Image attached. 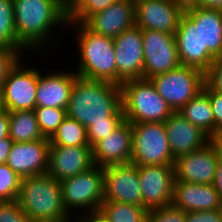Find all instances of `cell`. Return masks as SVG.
Returning <instances> with one entry per match:
<instances>
[{"label": "cell", "instance_id": "6da1fadb", "mask_svg": "<svg viewBox=\"0 0 222 222\" xmlns=\"http://www.w3.org/2000/svg\"><path fill=\"white\" fill-rule=\"evenodd\" d=\"M13 3L17 39L26 52L41 51L46 56L47 52L56 51L51 49L60 38L54 35L61 27L62 31L67 30L68 23V8L61 0H13Z\"/></svg>", "mask_w": 222, "mask_h": 222}, {"label": "cell", "instance_id": "7a4b0ae2", "mask_svg": "<svg viewBox=\"0 0 222 222\" xmlns=\"http://www.w3.org/2000/svg\"><path fill=\"white\" fill-rule=\"evenodd\" d=\"M66 112L86 128L100 122H124L121 86L77 76Z\"/></svg>", "mask_w": 222, "mask_h": 222}, {"label": "cell", "instance_id": "3957f363", "mask_svg": "<svg viewBox=\"0 0 222 222\" xmlns=\"http://www.w3.org/2000/svg\"><path fill=\"white\" fill-rule=\"evenodd\" d=\"M75 31L77 44V76L92 80H102L116 84V55L113 38L105 37L91 30L85 23H67V29ZM76 34V35H75Z\"/></svg>", "mask_w": 222, "mask_h": 222}, {"label": "cell", "instance_id": "277c9868", "mask_svg": "<svg viewBox=\"0 0 222 222\" xmlns=\"http://www.w3.org/2000/svg\"><path fill=\"white\" fill-rule=\"evenodd\" d=\"M16 201L31 221L71 216L63 204L61 182L48 173L21 179Z\"/></svg>", "mask_w": 222, "mask_h": 222}, {"label": "cell", "instance_id": "5b68a950", "mask_svg": "<svg viewBox=\"0 0 222 222\" xmlns=\"http://www.w3.org/2000/svg\"><path fill=\"white\" fill-rule=\"evenodd\" d=\"M121 90L124 118L130 123L165 122L174 112L150 79L125 81Z\"/></svg>", "mask_w": 222, "mask_h": 222}, {"label": "cell", "instance_id": "8992f818", "mask_svg": "<svg viewBox=\"0 0 222 222\" xmlns=\"http://www.w3.org/2000/svg\"><path fill=\"white\" fill-rule=\"evenodd\" d=\"M62 199L70 215L99 212L104 201V167L94 165L86 172L61 181Z\"/></svg>", "mask_w": 222, "mask_h": 222}, {"label": "cell", "instance_id": "52a82bcc", "mask_svg": "<svg viewBox=\"0 0 222 222\" xmlns=\"http://www.w3.org/2000/svg\"><path fill=\"white\" fill-rule=\"evenodd\" d=\"M131 164L174 165L164 122L131 123Z\"/></svg>", "mask_w": 222, "mask_h": 222}, {"label": "cell", "instance_id": "ba28073f", "mask_svg": "<svg viewBox=\"0 0 222 222\" xmlns=\"http://www.w3.org/2000/svg\"><path fill=\"white\" fill-rule=\"evenodd\" d=\"M149 79L170 108L178 112L203 90L205 73L198 68L181 65Z\"/></svg>", "mask_w": 222, "mask_h": 222}, {"label": "cell", "instance_id": "9c48e42d", "mask_svg": "<svg viewBox=\"0 0 222 222\" xmlns=\"http://www.w3.org/2000/svg\"><path fill=\"white\" fill-rule=\"evenodd\" d=\"M21 60L9 71L0 90L7 112L34 110L36 107L38 68L28 67L23 63L25 60Z\"/></svg>", "mask_w": 222, "mask_h": 222}, {"label": "cell", "instance_id": "30bf717a", "mask_svg": "<svg viewBox=\"0 0 222 222\" xmlns=\"http://www.w3.org/2000/svg\"><path fill=\"white\" fill-rule=\"evenodd\" d=\"M144 69L143 78L166 73L181 66L175 35L151 30H142Z\"/></svg>", "mask_w": 222, "mask_h": 222}, {"label": "cell", "instance_id": "8fae6325", "mask_svg": "<svg viewBox=\"0 0 222 222\" xmlns=\"http://www.w3.org/2000/svg\"><path fill=\"white\" fill-rule=\"evenodd\" d=\"M116 55V85L143 78L144 54L142 29L137 25L113 39Z\"/></svg>", "mask_w": 222, "mask_h": 222}, {"label": "cell", "instance_id": "7c38bea8", "mask_svg": "<svg viewBox=\"0 0 222 222\" xmlns=\"http://www.w3.org/2000/svg\"><path fill=\"white\" fill-rule=\"evenodd\" d=\"M143 207L147 210L172 204L174 165H144L138 167Z\"/></svg>", "mask_w": 222, "mask_h": 222}, {"label": "cell", "instance_id": "4fadbf2b", "mask_svg": "<svg viewBox=\"0 0 222 222\" xmlns=\"http://www.w3.org/2000/svg\"><path fill=\"white\" fill-rule=\"evenodd\" d=\"M104 200L143 207L138 166L129 163L104 167Z\"/></svg>", "mask_w": 222, "mask_h": 222}, {"label": "cell", "instance_id": "5bb4252c", "mask_svg": "<svg viewBox=\"0 0 222 222\" xmlns=\"http://www.w3.org/2000/svg\"><path fill=\"white\" fill-rule=\"evenodd\" d=\"M49 139L14 142L7 157V165L20 179L47 173Z\"/></svg>", "mask_w": 222, "mask_h": 222}, {"label": "cell", "instance_id": "9a60e30c", "mask_svg": "<svg viewBox=\"0 0 222 222\" xmlns=\"http://www.w3.org/2000/svg\"><path fill=\"white\" fill-rule=\"evenodd\" d=\"M179 60L183 66L198 68L204 73L215 58L201 44L200 28L183 13L175 32Z\"/></svg>", "mask_w": 222, "mask_h": 222}, {"label": "cell", "instance_id": "2e32d148", "mask_svg": "<svg viewBox=\"0 0 222 222\" xmlns=\"http://www.w3.org/2000/svg\"><path fill=\"white\" fill-rule=\"evenodd\" d=\"M184 12L173 0H140L135 3L136 25L175 34Z\"/></svg>", "mask_w": 222, "mask_h": 222}, {"label": "cell", "instance_id": "e0dca14e", "mask_svg": "<svg viewBox=\"0 0 222 222\" xmlns=\"http://www.w3.org/2000/svg\"><path fill=\"white\" fill-rule=\"evenodd\" d=\"M218 159L219 157L210 143L177 158L174 163L175 181L213 184Z\"/></svg>", "mask_w": 222, "mask_h": 222}, {"label": "cell", "instance_id": "ac0fdd59", "mask_svg": "<svg viewBox=\"0 0 222 222\" xmlns=\"http://www.w3.org/2000/svg\"><path fill=\"white\" fill-rule=\"evenodd\" d=\"M93 166L91 146H49L47 173L59 182Z\"/></svg>", "mask_w": 222, "mask_h": 222}, {"label": "cell", "instance_id": "d6986e66", "mask_svg": "<svg viewBox=\"0 0 222 222\" xmlns=\"http://www.w3.org/2000/svg\"><path fill=\"white\" fill-rule=\"evenodd\" d=\"M132 158V126L124 121L108 137L92 147V159L96 166L129 164Z\"/></svg>", "mask_w": 222, "mask_h": 222}, {"label": "cell", "instance_id": "ffe728a7", "mask_svg": "<svg viewBox=\"0 0 222 222\" xmlns=\"http://www.w3.org/2000/svg\"><path fill=\"white\" fill-rule=\"evenodd\" d=\"M164 126L174 160L209 143V136L178 112H173Z\"/></svg>", "mask_w": 222, "mask_h": 222}, {"label": "cell", "instance_id": "44dd1931", "mask_svg": "<svg viewBox=\"0 0 222 222\" xmlns=\"http://www.w3.org/2000/svg\"><path fill=\"white\" fill-rule=\"evenodd\" d=\"M38 69V84L36 91V107H55L66 109L69 104L71 90L77 74L74 70H63L42 74Z\"/></svg>", "mask_w": 222, "mask_h": 222}, {"label": "cell", "instance_id": "7402d4cb", "mask_svg": "<svg viewBox=\"0 0 222 222\" xmlns=\"http://www.w3.org/2000/svg\"><path fill=\"white\" fill-rule=\"evenodd\" d=\"M85 24L94 32L114 39L136 25L135 3L117 0L105 10L92 15Z\"/></svg>", "mask_w": 222, "mask_h": 222}, {"label": "cell", "instance_id": "603a6c76", "mask_svg": "<svg viewBox=\"0 0 222 222\" xmlns=\"http://www.w3.org/2000/svg\"><path fill=\"white\" fill-rule=\"evenodd\" d=\"M172 205L188 211L220 209L222 201L213 184L175 181Z\"/></svg>", "mask_w": 222, "mask_h": 222}, {"label": "cell", "instance_id": "cb8c5ba5", "mask_svg": "<svg viewBox=\"0 0 222 222\" xmlns=\"http://www.w3.org/2000/svg\"><path fill=\"white\" fill-rule=\"evenodd\" d=\"M184 13L200 28L204 49L215 59L222 57V10L198 6Z\"/></svg>", "mask_w": 222, "mask_h": 222}, {"label": "cell", "instance_id": "d4e9b609", "mask_svg": "<svg viewBox=\"0 0 222 222\" xmlns=\"http://www.w3.org/2000/svg\"><path fill=\"white\" fill-rule=\"evenodd\" d=\"M178 113L209 137L214 133V115L208 93L204 89L184 105Z\"/></svg>", "mask_w": 222, "mask_h": 222}, {"label": "cell", "instance_id": "484cf974", "mask_svg": "<svg viewBox=\"0 0 222 222\" xmlns=\"http://www.w3.org/2000/svg\"><path fill=\"white\" fill-rule=\"evenodd\" d=\"M9 137L13 142L47 139L40 130L34 110L9 112Z\"/></svg>", "mask_w": 222, "mask_h": 222}, {"label": "cell", "instance_id": "4316f807", "mask_svg": "<svg viewBox=\"0 0 222 222\" xmlns=\"http://www.w3.org/2000/svg\"><path fill=\"white\" fill-rule=\"evenodd\" d=\"M99 212L108 222H146L148 210L138 205L104 200Z\"/></svg>", "mask_w": 222, "mask_h": 222}, {"label": "cell", "instance_id": "83f0119b", "mask_svg": "<svg viewBox=\"0 0 222 222\" xmlns=\"http://www.w3.org/2000/svg\"><path fill=\"white\" fill-rule=\"evenodd\" d=\"M49 142L50 146H90L86 127L69 116L64 118Z\"/></svg>", "mask_w": 222, "mask_h": 222}, {"label": "cell", "instance_id": "f1b7e54d", "mask_svg": "<svg viewBox=\"0 0 222 222\" xmlns=\"http://www.w3.org/2000/svg\"><path fill=\"white\" fill-rule=\"evenodd\" d=\"M14 15L13 0H0V46L12 48L24 55L26 49L18 42Z\"/></svg>", "mask_w": 222, "mask_h": 222}, {"label": "cell", "instance_id": "f546056e", "mask_svg": "<svg viewBox=\"0 0 222 222\" xmlns=\"http://www.w3.org/2000/svg\"><path fill=\"white\" fill-rule=\"evenodd\" d=\"M116 1L117 0H76L68 8V23H85L92 15L105 10Z\"/></svg>", "mask_w": 222, "mask_h": 222}, {"label": "cell", "instance_id": "4dcf8cb0", "mask_svg": "<svg viewBox=\"0 0 222 222\" xmlns=\"http://www.w3.org/2000/svg\"><path fill=\"white\" fill-rule=\"evenodd\" d=\"M36 120L44 137L50 139L67 116L66 109L35 107Z\"/></svg>", "mask_w": 222, "mask_h": 222}, {"label": "cell", "instance_id": "1f68e13d", "mask_svg": "<svg viewBox=\"0 0 222 222\" xmlns=\"http://www.w3.org/2000/svg\"><path fill=\"white\" fill-rule=\"evenodd\" d=\"M20 177L7 164H0V201H16Z\"/></svg>", "mask_w": 222, "mask_h": 222}, {"label": "cell", "instance_id": "d6a6232c", "mask_svg": "<svg viewBox=\"0 0 222 222\" xmlns=\"http://www.w3.org/2000/svg\"><path fill=\"white\" fill-rule=\"evenodd\" d=\"M186 212L168 205L148 210L146 222H185Z\"/></svg>", "mask_w": 222, "mask_h": 222}, {"label": "cell", "instance_id": "836d02e7", "mask_svg": "<svg viewBox=\"0 0 222 222\" xmlns=\"http://www.w3.org/2000/svg\"><path fill=\"white\" fill-rule=\"evenodd\" d=\"M0 222H31L17 201H0Z\"/></svg>", "mask_w": 222, "mask_h": 222}, {"label": "cell", "instance_id": "e575fe53", "mask_svg": "<svg viewBox=\"0 0 222 222\" xmlns=\"http://www.w3.org/2000/svg\"><path fill=\"white\" fill-rule=\"evenodd\" d=\"M23 58L17 50L0 46V90L9 71Z\"/></svg>", "mask_w": 222, "mask_h": 222}, {"label": "cell", "instance_id": "d590c367", "mask_svg": "<svg viewBox=\"0 0 222 222\" xmlns=\"http://www.w3.org/2000/svg\"><path fill=\"white\" fill-rule=\"evenodd\" d=\"M122 123L123 122H100L91 124L86 128L89 145L93 147L98 141L108 137Z\"/></svg>", "mask_w": 222, "mask_h": 222}, {"label": "cell", "instance_id": "8d00e7d4", "mask_svg": "<svg viewBox=\"0 0 222 222\" xmlns=\"http://www.w3.org/2000/svg\"><path fill=\"white\" fill-rule=\"evenodd\" d=\"M205 83L211 89L222 93V57L216 58L205 72Z\"/></svg>", "mask_w": 222, "mask_h": 222}, {"label": "cell", "instance_id": "74e56055", "mask_svg": "<svg viewBox=\"0 0 222 222\" xmlns=\"http://www.w3.org/2000/svg\"><path fill=\"white\" fill-rule=\"evenodd\" d=\"M203 89L208 93L214 115V132L222 127V93L211 89L206 83Z\"/></svg>", "mask_w": 222, "mask_h": 222}, {"label": "cell", "instance_id": "f35d334b", "mask_svg": "<svg viewBox=\"0 0 222 222\" xmlns=\"http://www.w3.org/2000/svg\"><path fill=\"white\" fill-rule=\"evenodd\" d=\"M185 222H222V210L188 211Z\"/></svg>", "mask_w": 222, "mask_h": 222}, {"label": "cell", "instance_id": "ab89813d", "mask_svg": "<svg viewBox=\"0 0 222 222\" xmlns=\"http://www.w3.org/2000/svg\"><path fill=\"white\" fill-rule=\"evenodd\" d=\"M13 141L10 137L0 139V164L7 163V157L11 151Z\"/></svg>", "mask_w": 222, "mask_h": 222}, {"label": "cell", "instance_id": "60d3db41", "mask_svg": "<svg viewBox=\"0 0 222 222\" xmlns=\"http://www.w3.org/2000/svg\"><path fill=\"white\" fill-rule=\"evenodd\" d=\"M209 143L215 149L218 157L222 158V129H217L210 137Z\"/></svg>", "mask_w": 222, "mask_h": 222}, {"label": "cell", "instance_id": "b9f144b4", "mask_svg": "<svg viewBox=\"0 0 222 222\" xmlns=\"http://www.w3.org/2000/svg\"><path fill=\"white\" fill-rule=\"evenodd\" d=\"M213 185L222 201V158L220 157L217 162V168Z\"/></svg>", "mask_w": 222, "mask_h": 222}, {"label": "cell", "instance_id": "7bdbcfd3", "mask_svg": "<svg viewBox=\"0 0 222 222\" xmlns=\"http://www.w3.org/2000/svg\"><path fill=\"white\" fill-rule=\"evenodd\" d=\"M9 137V112L4 110L0 114V139Z\"/></svg>", "mask_w": 222, "mask_h": 222}, {"label": "cell", "instance_id": "ee69618b", "mask_svg": "<svg viewBox=\"0 0 222 222\" xmlns=\"http://www.w3.org/2000/svg\"><path fill=\"white\" fill-rule=\"evenodd\" d=\"M76 216L82 222H108L100 212L82 213Z\"/></svg>", "mask_w": 222, "mask_h": 222}, {"label": "cell", "instance_id": "f6af8a7d", "mask_svg": "<svg viewBox=\"0 0 222 222\" xmlns=\"http://www.w3.org/2000/svg\"><path fill=\"white\" fill-rule=\"evenodd\" d=\"M178 7L184 12L186 10L200 7V0H173Z\"/></svg>", "mask_w": 222, "mask_h": 222}, {"label": "cell", "instance_id": "bcb514c9", "mask_svg": "<svg viewBox=\"0 0 222 222\" xmlns=\"http://www.w3.org/2000/svg\"><path fill=\"white\" fill-rule=\"evenodd\" d=\"M200 7L222 10V0H200Z\"/></svg>", "mask_w": 222, "mask_h": 222}, {"label": "cell", "instance_id": "7dc6e473", "mask_svg": "<svg viewBox=\"0 0 222 222\" xmlns=\"http://www.w3.org/2000/svg\"><path fill=\"white\" fill-rule=\"evenodd\" d=\"M61 222H82L77 216L72 215L66 219L61 220Z\"/></svg>", "mask_w": 222, "mask_h": 222}, {"label": "cell", "instance_id": "c3c4849f", "mask_svg": "<svg viewBox=\"0 0 222 222\" xmlns=\"http://www.w3.org/2000/svg\"><path fill=\"white\" fill-rule=\"evenodd\" d=\"M76 0H61V2L69 8Z\"/></svg>", "mask_w": 222, "mask_h": 222}, {"label": "cell", "instance_id": "681fc988", "mask_svg": "<svg viewBox=\"0 0 222 222\" xmlns=\"http://www.w3.org/2000/svg\"><path fill=\"white\" fill-rule=\"evenodd\" d=\"M31 222H61V220H36Z\"/></svg>", "mask_w": 222, "mask_h": 222}, {"label": "cell", "instance_id": "f907efd6", "mask_svg": "<svg viewBox=\"0 0 222 222\" xmlns=\"http://www.w3.org/2000/svg\"><path fill=\"white\" fill-rule=\"evenodd\" d=\"M4 111L3 102L0 95V114Z\"/></svg>", "mask_w": 222, "mask_h": 222}, {"label": "cell", "instance_id": "816d5d0a", "mask_svg": "<svg viewBox=\"0 0 222 222\" xmlns=\"http://www.w3.org/2000/svg\"><path fill=\"white\" fill-rule=\"evenodd\" d=\"M130 1L133 3H136L137 1H140V0H130Z\"/></svg>", "mask_w": 222, "mask_h": 222}]
</instances>
